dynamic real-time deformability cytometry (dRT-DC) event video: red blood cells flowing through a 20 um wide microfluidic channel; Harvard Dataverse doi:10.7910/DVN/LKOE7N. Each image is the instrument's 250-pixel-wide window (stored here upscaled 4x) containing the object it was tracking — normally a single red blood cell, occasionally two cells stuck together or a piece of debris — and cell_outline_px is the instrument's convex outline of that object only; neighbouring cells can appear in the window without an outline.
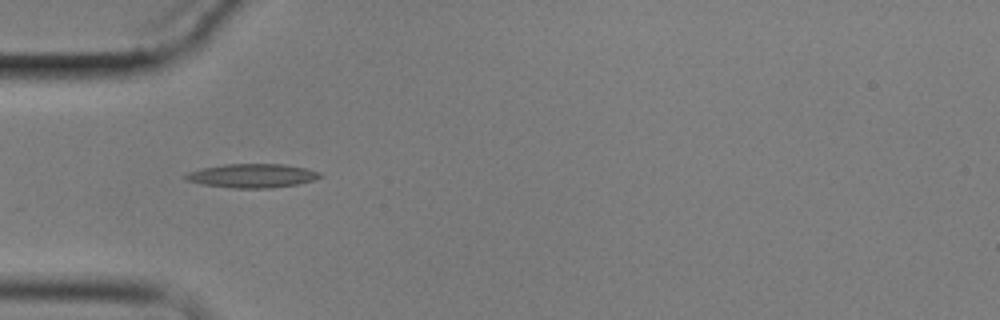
{"species": "common noctule bat (a hibernating species)", "species_latin": "Nyctalus noctula", "temperature_condition": "cold", "stored_images_in_passage": 4, "camera_frame_rate_fps": 3000, "um_per_image_px": 0.085, "animal": {"sex": "male", "body_mass_g": 17.9}, "frame": {"image": 1, "passage_image": 4, "time_ms": 3.667, "image_size_px": [1000, 320], "cell_outline_px": [[324, 176], [312, 180], [296, 184], [272, 188], [232, 188], [204, 184], [188, 180], [184, 176], [188, 172], [200, 168], [224, 164], [284, 164], [304, 168], [320, 172]], "centroid_in_image_um": [21.44, 14.93], "position_along_channel_um": 63.6, "area_um2": 18.55}}